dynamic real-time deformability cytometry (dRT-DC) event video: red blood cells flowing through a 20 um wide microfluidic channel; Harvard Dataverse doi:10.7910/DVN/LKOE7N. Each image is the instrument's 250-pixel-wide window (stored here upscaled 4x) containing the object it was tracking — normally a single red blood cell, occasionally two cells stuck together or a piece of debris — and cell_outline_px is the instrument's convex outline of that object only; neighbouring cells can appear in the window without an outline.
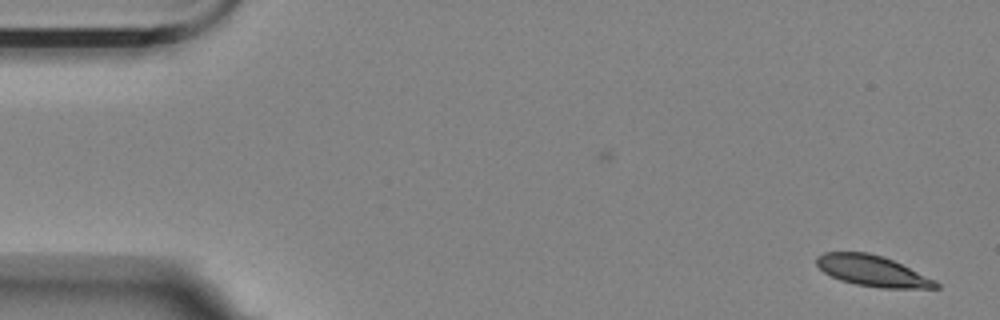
{"species": "Egyptian fruit bat (a non-hibernating species)", "species_latin": "Rousettus aegyptiacus", "temperature_condition": "room temperature", "stored_images_in_passage": 2, "camera_frame_rate_fps": 3000, "um_per_image_px": 0.085, "animal": {"sex": "female"}, "frame": {"image": 1, "passage_image": 2, "time_ms": 1.0, "image_size_px": [1000, 320], "cell_outline_px": [[940, 288], [880, 288], [856, 284], [840, 280], [824, 272], [816, 264], [816, 256], [824, 252], [868, 252], [884, 256], [936, 280], [940, 284]], "centroid_in_image_um": [74.16, 23.02], "position_along_channel_um": 10.8, "area_um2": 21.44}}